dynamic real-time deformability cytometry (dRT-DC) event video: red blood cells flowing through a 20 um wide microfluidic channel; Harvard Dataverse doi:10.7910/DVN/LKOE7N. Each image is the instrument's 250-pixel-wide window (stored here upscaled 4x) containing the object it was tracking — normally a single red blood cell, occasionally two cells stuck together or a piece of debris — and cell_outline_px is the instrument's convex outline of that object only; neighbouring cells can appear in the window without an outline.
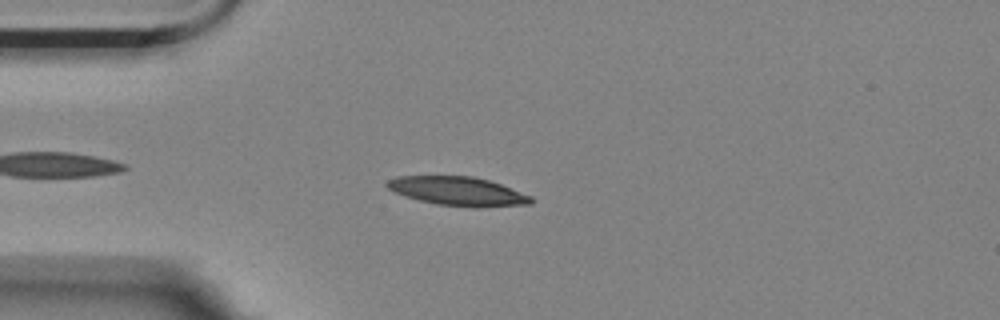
{"species": "Egyptian fruit bat (a non-hibernating species)", "species_latin": "Rousettus aegyptiacus", "temperature_condition": "room temperature", "stored_images_in_passage": 4, "camera_frame_rate_fps": 3000, "um_per_image_px": 0.085, "animal": {"sex": "female"}, "frame": {"image": 1, "passage_image": 4, "time_ms": 1.0, "image_size_px": [1000, 320], "cell_outline_px": [[532, 204], [476, 208], [472, 208], [436, 204], [420, 200], [396, 192], [388, 188], [384, 184], [388, 180], [396, 176], [472, 176], [488, 180], [500, 184], [532, 196]], "centroid_in_image_um": [38.94, 16.26], "position_along_channel_um": 46.1, "area_um2": 24.16}}